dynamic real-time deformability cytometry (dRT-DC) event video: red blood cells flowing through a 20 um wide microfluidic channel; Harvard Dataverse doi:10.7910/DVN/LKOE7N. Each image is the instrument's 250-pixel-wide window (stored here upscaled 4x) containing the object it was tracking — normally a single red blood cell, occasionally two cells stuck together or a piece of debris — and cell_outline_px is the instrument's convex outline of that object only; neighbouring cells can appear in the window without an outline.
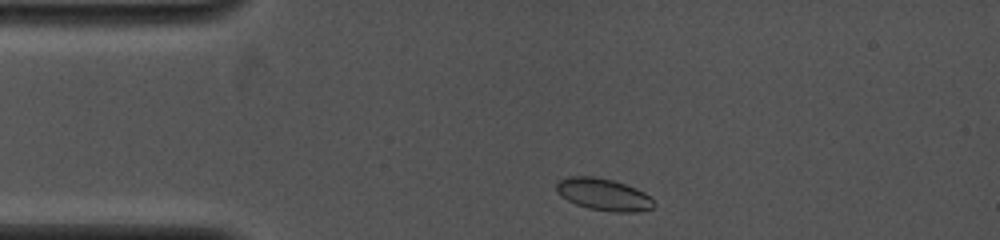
{"species": "common noctule bat (a hibernating species)", "species_latin": "Nyctalus noctula", "temperature_condition": "cold", "stored_images_in_passage": 3, "camera_frame_rate_fps": 4000, "um_per_image_px": 0.085, "animal": {"sex": "female", "body_mass_g": 19.0, "forearm_length_mm": 53.3}, "frame": {"image": 1, "passage_image": 1, "time_ms": 0.0, "image_size_px": [1000, 240], "cell_outline_px": [[652, 208], [636, 212], [612, 212], [588, 208], [576, 204], [560, 196], [556, 188], [556, 184], [560, 180], [568, 176], [592, 176], [612, 180], [636, 188], [644, 192], [652, 200]], "centroid_in_image_um": [51.26, 16.53], "position_along_channel_um": 33.7, "area_um2": 17.98}}